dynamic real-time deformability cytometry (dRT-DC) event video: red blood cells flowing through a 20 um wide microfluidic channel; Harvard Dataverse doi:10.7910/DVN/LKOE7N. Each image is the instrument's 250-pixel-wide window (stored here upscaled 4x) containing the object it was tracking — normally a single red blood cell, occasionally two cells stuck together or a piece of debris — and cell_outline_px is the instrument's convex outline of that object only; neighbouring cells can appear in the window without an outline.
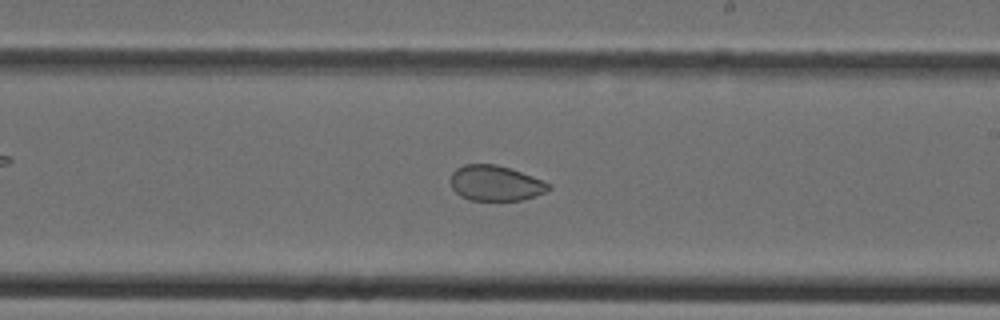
{"species": "Egyptian fruit bat (a non-hibernating species)", "species_latin": "Rousettus aegyptiacus", "temperature_condition": "cold", "stored_images_in_passage": 38, "camera_frame_rate_fps": 3000, "um_per_image_px": 0.085, "animal": {"sex": "female"}, "frame": {"image": 1, "passage_image": 22, "time_ms": 7.0, "image_size_px": [1000, 320], "cell_outline_px": [[552, 188], [544, 192], [520, 200], [468, 200], [460, 196], [452, 188], [448, 180], [452, 172], [456, 168], [464, 164], [496, 164], [544, 180], [552, 184]], "centroid_in_image_um": [42.07, 15.56], "position_along_channel_um": 246.9, "area_um2": 20.29}}